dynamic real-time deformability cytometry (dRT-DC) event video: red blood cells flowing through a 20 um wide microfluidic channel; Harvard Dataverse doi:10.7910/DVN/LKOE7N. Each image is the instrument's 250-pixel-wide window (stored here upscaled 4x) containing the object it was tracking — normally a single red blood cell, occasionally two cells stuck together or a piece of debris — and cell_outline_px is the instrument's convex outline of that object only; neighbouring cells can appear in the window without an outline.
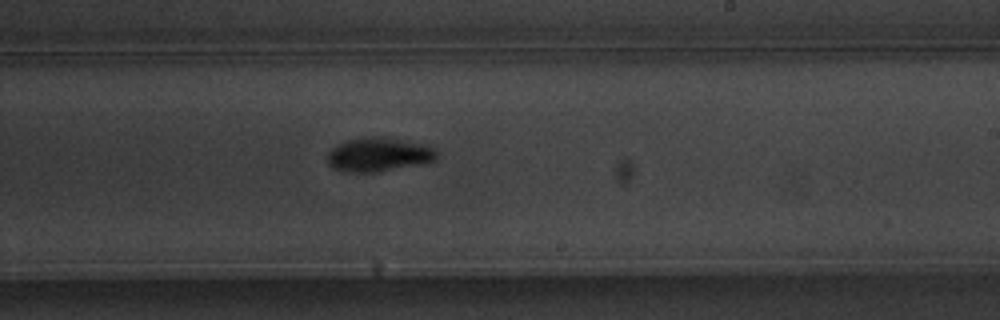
{"species": "common noctule bat (a hibernating species)", "species_latin": "Nyctalus noctula", "temperature_condition": "warm", "stored_images_in_passage": 39, "camera_frame_rate_fps": 3000, "um_per_image_px": 0.085, "animal": {"sex": "male", "body_mass_g": 20.1, "forearm_length_mm": 53.5}, "frame": {"image": 1, "passage_image": 17, "time_ms": 5.333, "image_size_px": [1000, 320], "cell_outline_px": [[436, 160], [424, 164], [380, 172], [344, 172], [332, 168], [328, 164], [328, 152], [336, 144], [344, 140], [364, 136], [376, 136], [400, 140], [420, 144], [432, 148], [436, 152]], "centroid_in_image_um": [32.12, 13.15], "position_along_channel_um": 256.9, "area_um2": 21.79}}
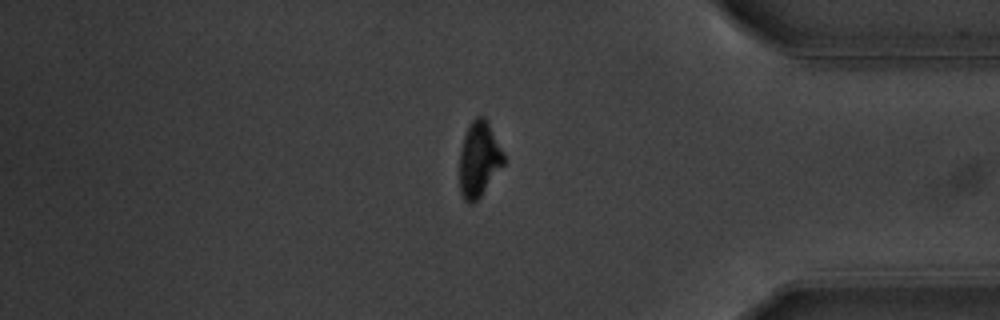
{"frame": {"image": 2, "passage_image": 30, "time_ms": 9.667, "image_size_px": [1000, 320], "cell_outline_px": [[504, 164], [480, 196], [472, 204], [468, 204], [464, 200], [460, 192], [460, 152], [464, 136], [472, 120], [476, 116], [484, 116], [504, 152]], "centroid_in_image_um": [40.71, 13.55], "position_along_channel_um": 394.5, "area_um2": 19.13}}
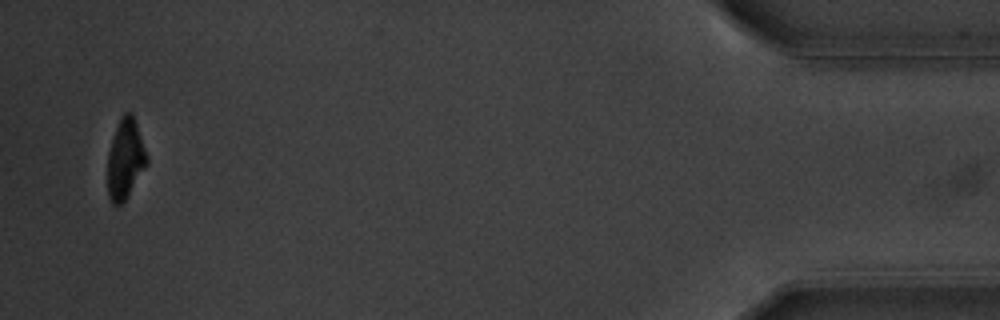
{"frame": {"image": 3, "passage_image": 37, "time_ms": 12.0, "image_size_px": [1000, 320], "cell_outline_px": [[148, 164], [128, 196], [120, 204], [112, 204], [108, 196], [108, 152], [120, 116], [124, 112], [132, 112], [148, 156]], "centroid_in_image_um": [10.66, 13.51], "position_along_channel_um": 424.5, "area_um2": 18.26}, "authors_computed_cell_mechanics": {"area_um2": 20.0566, "velocity_mm_per_s": 3.6529, "shape_relaxation_time_tau1_ms": 2.723, "shape_relaxation_time_tau2_ms": 3.7432, "deformation_change_tau1": 0.1611, "deformation_change_tau2": 0.0762}}